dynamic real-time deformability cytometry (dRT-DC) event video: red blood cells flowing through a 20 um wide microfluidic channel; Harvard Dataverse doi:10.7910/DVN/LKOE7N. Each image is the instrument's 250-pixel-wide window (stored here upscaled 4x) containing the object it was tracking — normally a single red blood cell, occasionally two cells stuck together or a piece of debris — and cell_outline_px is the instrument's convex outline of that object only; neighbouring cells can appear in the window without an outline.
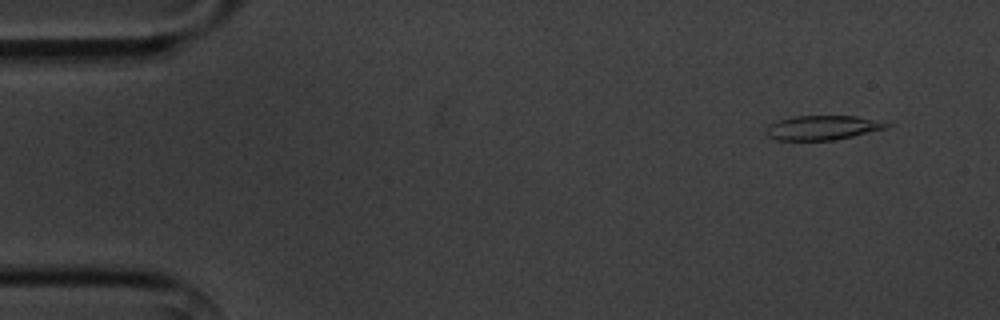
{"species": "common noctule bat (a hibernating species)", "species_latin": "Nyctalus noctula", "temperature_condition": "cold", "stored_images_in_passage": 4, "camera_frame_rate_fps": 3000, "um_per_image_px": 0.085, "animal": {"sex": "male", "body_mass_g": 20.1, "forearm_length_mm": 53.5}, "frame": {"image": 1, "passage_image": 1, "time_ms": 0.0, "image_size_px": [1000, 320], "cell_outline_px": [[892, 124], [888, 128], [836, 140], [776, 140], [768, 136], [764, 132], [764, 128], [768, 124], [780, 120], [796, 116], [856, 116]], "centroid_in_image_um": [69.88, 10.86], "position_along_channel_um": 15.1, "area_um2": 17.17}}